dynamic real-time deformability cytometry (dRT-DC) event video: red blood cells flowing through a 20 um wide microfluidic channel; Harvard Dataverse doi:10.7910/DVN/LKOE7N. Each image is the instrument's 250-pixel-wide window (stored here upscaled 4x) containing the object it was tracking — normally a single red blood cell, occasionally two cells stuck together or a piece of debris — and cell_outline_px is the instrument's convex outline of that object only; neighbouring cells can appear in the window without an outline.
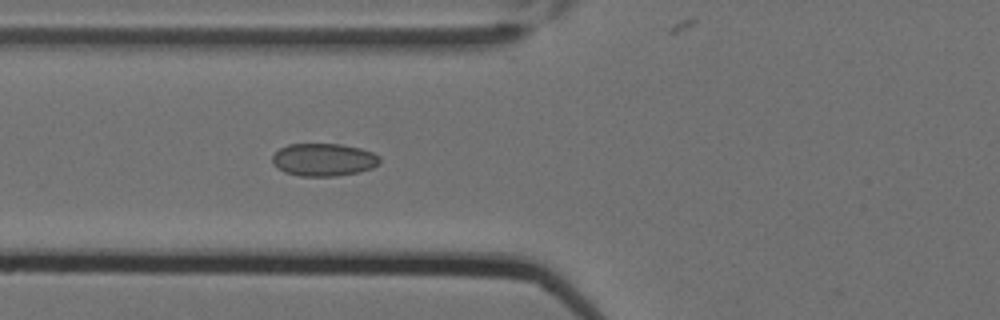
{"species": "Egyptian fruit bat (a non-hibernating species)", "species_latin": "Rousettus aegyptiacus", "temperature_condition": "cold", "stored_images_in_passage": 6, "camera_frame_rate_fps": 3000, "um_per_image_px": 0.085, "animal": {"sex": "female"}, "frame": {"image": 1, "passage_image": 6, "time_ms": 1.667, "image_size_px": [1000, 320], "cell_outline_px": [[380, 164], [372, 168], [356, 172], [336, 176], [300, 176], [284, 172], [276, 168], [272, 164], [272, 156], [280, 148], [288, 144], [340, 144], [360, 148], [372, 152], [380, 156]], "centroid_in_image_um": [27.49, 13.57], "position_along_channel_um": 98.3, "area_um2": 20.58}}